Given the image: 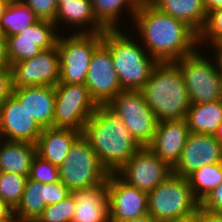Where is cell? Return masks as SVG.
I'll use <instances>...</instances> for the list:
<instances>
[{"label":"cell","instance_id":"obj_1","mask_svg":"<svg viewBox=\"0 0 222 222\" xmlns=\"http://www.w3.org/2000/svg\"><path fill=\"white\" fill-rule=\"evenodd\" d=\"M138 33L150 56L174 62L196 51L199 34L187 23L161 12L149 1L140 2L134 15Z\"/></svg>","mask_w":222,"mask_h":222},{"label":"cell","instance_id":"obj_2","mask_svg":"<svg viewBox=\"0 0 222 222\" xmlns=\"http://www.w3.org/2000/svg\"><path fill=\"white\" fill-rule=\"evenodd\" d=\"M82 134L109 173L119 171L142 147L122 120L106 105L97 107Z\"/></svg>","mask_w":222,"mask_h":222},{"label":"cell","instance_id":"obj_3","mask_svg":"<svg viewBox=\"0 0 222 222\" xmlns=\"http://www.w3.org/2000/svg\"><path fill=\"white\" fill-rule=\"evenodd\" d=\"M141 91L158 122L186 118L191 102L183 75L174 62H159Z\"/></svg>","mask_w":222,"mask_h":222},{"label":"cell","instance_id":"obj_4","mask_svg":"<svg viewBox=\"0 0 222 222\" xmlns=\"http://www.w3.org/2000/svg\"><path fill=\"white\" fill-rule=\"evenodd\" d=\"M119 29H106L103 44L110 50L118 81L123 90H141L159 63L143 47ZM150 57V59H149Z\"/></svg>","mask_w":222,"mask_h":222},{"label":"cell","instance_id":"obj_5","mask_svg":"<svg viewBox=\"0 0 222 222\" xmlns=\"http://www.w3.org/2000/svg\"><path fill=\"white\" fill-rule=\"evenodd\" d=\"M199 206L187 177L176 174L170 175L148 193V214L158 222L192 217Z\"/></svg>","mask_w":222,"mask_h":222},{"label":"cell","instance_id":"obj_6","mask_svg":"<svg viewBox=\"0 0 222 222\" xmlns=\"http://www.w3.org/2000/svg\"><path fill=\"white\" fill-rule=\"evenodd\" d=\"M58 169L60 181L70 191L103 183L110 174L83 134L74 141Z\"/></svg>","mask_w":222,"mask_h":222},{"label":"cell","instance_id":"obj_7","mask_svg":"<svg viewBox=\"0 0 222 222\" xmlns=\"http://www.w3.org/2000/svg\"><path fill=\"white\" fill-rule=\"evenodd\" d=\"M102 42L103 33H73L64 39L58 37L59 83L85 84L92 54Z\"/></svg>","mask_w":222,"mask_h":222},{"label":"cell","instance_id":"obj_8","mask_svg":"<svg viewBox=\"0 0 222 222\" xmlns=\"http://www.w3.org/2000/svg\"><path fill=\"white\" fill-rule=\"evenodd\" d=\"M106 106L142 147L152 142L158 121L141 90H122Z\"/></svg>","mask_w":222,"mask_h":222},{"label":"cell","instance_id":"obj_9","mask_svg":"<svg viewBox=\"0 0 222 222\" xmlns=\"http://www.w3.org/2000/svg\"><path fill=\"white\" fill-rule=\"evenodd\" d=\"M197 51L174 61L183 75L190 102L195 104L220 100L222 73L217 59L215 66Z\"/></svg>","mask_w":222,"mask_h":222},{"label":"cell","instance_id":"obj_10","mask_svg":"<svg viewBox=\"0 0 222 222\" xmlns=\"http://www.w3.org/2000/svg\"><path fill=\"white\" fill-rule=\"evenodd\" d=\"M97 107L85 84L58 83L55 86L53 128H71L83 132Z\"/></svg>","mask_w":222,"mask_h":222},{"label":"cell","instance_id":"obj_11","mask_svg":"<svg viewBox=\"0 0 222 222\" xmlns=\"http://www.w3.org/2000/svg\"><path fill=\"white\" fill-rule=\"evenodd\" d=\"M116 173L131 186L149 193L173 174V168L143 146Z\"/></svg>","mask_w":222,"mask_h":222},{"label":"cell","instance_id":"obj_12","mask_svg":"<svg viewBox=\"0 0 222 222\" xmlns=\"http://www.w3.org/2000/svg\"><path fill=\"white\" fill-rule=\"evenodd\" d=\"M13 88L25 86H56L60 77L57 45L42 50L33 58L11 64Z\"/></svg>","mask_w":222,"mask_h":222},{"label":"cell","instance_id":"obj_13","mask_svg":"<svg viewBox=\"0 0 222 222\" xmlns=\"http://www.w3.org/2000/svg\"><path fill=\"white\" fill-rule=\"evenodd\" d=\"M107 191L110 222H124L148 214V193L131 186L119 174H109Z\"/></svg>","mask_w":222,"mask_h":222},{"label":"cell","instance_id":"obj_14","mask_svg":"<svg viewBox=\"0 0 222 222\" xmlns=\"http://www.w3.org/2000/svg\"><path fill=\"white\" fill-rule=\"evenodd\" d=\"M85 85L98 106L107 105L123 90L118 81L111 52L103 43L92 54Z\"/></svg>","mask_w":222,"mask_h":222},{"label":"cell","instance_id":"obj_15","mask_svg":"<svg viewBox=\"0 0 222 222\" xmlns=\"http://www.w3.org/2000/svg\"><path fill=\"white\" fill-rule=\"evenodd\" d=\"M55 23L38 20L21 30L17 35L7 37L10 64L33 58L42 50L57 45L59 35L55 32Z\"/></svg>","mask_w":222,"mask_h":222},{"label":"cell","instance_id":"obj_16","mask_svg":"<svg viewBox=\"0 0 222 222\" xmlns=\"http://www.w3.org/2000/svg\"><path fill=\"white\" fill-rule=\"evenodd\" d=\"M222 162V145L212 134L189 133L173 174L187 177L203 166Z\"/></svg>","mask_w":222,"mask_h":222},{"label":"cell","instance_id":"obj_17","mask_svg":"<svg viewBox=\"0 0 222 222\" xmlns=\"http://www.w3.org/2000/svg\"><path fill=\"white\" fill-rule=\"evenodd\" d=\"M42 130L13 94L0 106V139L36 144Z\"/></svg>","mask_w":222,"mask_h":222},{"label":"cell","instance_id":"obj_18","mask_svg":"<svg viewBox=\"0 0 222 222\" xmlns=\"http://www.w3.org/2000/svg\"><path fill=\"white\" fill-rule=\"evenodd\" d=\"M189 133L186 119L159 121L148 147L173 168L181 157Z\"/></svg>","mask_w":222,"mask_h":222},{"label":"cell","instance_id":"obj_19","mask_svg":"<svg viewBox=\"0 0 222 222\" xmlns=\"http://www.w3.org/2000/svg\"><path fill=\"white\" fill-rule=\"evenodd\" d=\"M13 95L42 129L53 127L55 86L13 88Z\"/></svg>","mask_w":222,"mask_h":222},{"label":"cell","instance_id":"obj_20","mask_svg":"<svg viewBox=\"0 0 222 222\" xmlns=\"http://www.w3.org/2000/svg\"><path fill=\"white\" fill-rule=\"evenodd\" d=\"M71 194L76 201L72 222H110L107 180Z\"/></svg>","mask_w":222,"mask_h":222},{"label":"cell","instance_id":"obj_21","mask_svg":"<svg viewBox=\"0 0 222 222\" xmlns=\"http://www.w3.org/2000/svg\"><path fill=\"white\" fill-rule=\"evenodd\" d=\"M82 132L71 128H44L36 142L37 155L59 167Z\"/></svg>","mask_w":222,"mask_h":222},{"label":"cell","instance_id":"obj_22","mask_svg":"<svg viewBox=\"0 0 222 222\" xmlns=\"http://www.w3.org/2000/svg\"><path fill=\"white\" fill-rule=\"evenodd\" d=\"M36 154L34 143L4 140L0 143V172L29 176Z\"/></svg>","mask_w":222,"mask_h":222},{"label":"cell","instance_id":"obj_23","mask_svg":"<svg viewBox=\"0 0 222 222\" xmlns=\"http://www.w3.org/2000/svg\"><path fill=\"white\" fill-rule=\"evenodd\" d=\"M161 12L187 23L198 34L207 21L203 0H149Z\"/></svg>","mask_w":222,"mask_h":222},{"label":"cell","instance_id":"obj_24","mask_svg":"<svg viewBox=\"0 0 222 222\" xmlns=\"http://www.w3.org/2000/svg\"><path fill=\"white\" fill-rule=\"evenodd\" d=\"M60 20L79 27L84 24H91L90 30L78 31L77 33H103L106 30L95 17L91 0H69L59 5L54 22L55 25Z\"/></svg>","mask_w":222,"mask_h":222},{"label":"cell","instance_id":"obj_25","mask_svg":"<svg viewBox=\"0 0 222 222\" xmlns=\"http://www.w3.org/2000/svg\"><path fill=\"white\" fill-rule=\"evenodd\" d=\"M185 119L191 132L214 135L222 123V99L191 104Z\"/></svg>","mask_w":222,"mask_h":222},{"label":"cell","instance_id":"obj_26","mask_svg":"<svg viewBox=\"0 0 222 222\" xmlns=\"http://www.w3.org/2000/svg\"><path fill=\"white\" fill-rule=\"evenodd\" d=\"M48 205V184L27 179L19 205L13 210L26 218L37 220Z\"/></svg>","mask_w":222,"mask_h":222},{"label":"cell","instance_id":"obj_27","mask_svg":"<svg viewBox=\"0 0 222 222\" xmlns=\"http://www.w3.org/2000/svg\"><path fill=\"white\" fill-rule=\"evenodd\" d=\"M187 179L194 197L201 202L222 183V162L196 169L187 176Z\"/></svg>","mask_w":222,"mask_h":222},{"label":"cell","instance_id":"obj_28","mask_svg":"<svg viewBox=\"0 0 222 222\" xmlns=\"http://www.w3.org/2000/svg\"><path fill=\"white\" fill-rule=\"evenodd\" d=\"M39 19L33 10L23 2L9 3L0 19L6 37L17 35L21 30L36 23Z\"/></svg>","mask_w":222,"mask_h":222},{"label":"cell","instance_id":"obj_29","mask_svg":"<svg viewBox=\"0 0 222 222\" xmlns=\"http://www.w3.org/2000/svg\"><path fill=\"white\" fill-rule=\"evenodd\" d=\"M140 2V0H91L95 17L106 29H117L116 23L120 12L126 6L134 19Z\"/></svg>","mask_w":222,"mask_h":222},{"label":"cell","instance_id":"obj_30","mask_svg":"<svg viewBox=\"0 0 222 222\" xmlns=\"http://www.w3.org/2000/svg\"><path fill=\"white\" fill-rule=\"evenodd\" d=\"M28 176L0 172V200L14 210L21 200Z\"/></svg>","mask_w":222,"mask_h":222},{"label":"cell","instance_id":"obj_31","mask_svg":"<svg viewBox=\"0 0 222 222\" xmlns=\"http://www.w3.org/2000/svg\"><path fill=\"white\" fill-rule=\"evenodd\" d=\"M76 210V201L73 195L64 200L47 205L36 222H72Z\"/></svg>","mask_w":222,"mask_h":222},{"label":"cell","instance_id":"obj_32","mask_svg":"<svg viewBox=\"0 0 222 222\" xmlns=\"http://www.w3.org/2000/svg\"><path fill=\"white\" fill-rule=\"evenodd\" d=\"M28 178L42 184L55 183L60 181L59 169L36 154L32 161Z\"/></svg>","mask_w":222,"mask_h":222},{"label":"cell","instance_id":"obj_33","mask_svg":"<svg viewBox=\"0 0 222 222\" xmlns=\"http://www.w3.org/2000/svg\"><path fill=\"white\" fill-rule=\"evenodd\" d=\"M210 39L212 46L219 45L222 42V8L211 11L208 14L204 28L199 33V44Z\"/></svg>","mask_w":222,"mask_h":222},{"label":"cell","instance_id":"obj_34","mask_svg":"<svg viewBox=\"0 0 222 222\" xmlns=\"http://www.w3.org/2000/svg\"><path fill=\"white\" fill-rule=\"evenodd\" d=\"M29 6L39 20L55 22L57 14L56 0H23Z\"/></svg>","mask_w":222,"mask_h":222},{"label":"cell","instance_id":"obj_35","mask_svg":"<svg viewBox=\"0 0 222 222\" xmlns=\"http://www.w3.org/2000/svg\"><path fill=\"white\" fill-rule=\"evenodd\" d=\"M200 207L211 212L222 213V183L200 202Z\"/></svg>","mask_w":222,"mask_h":222},{"label":"cell","instance_id":"obj_36","mask_svg":"<svg viewBox=\"0 0 222 222\" xmlns=\"http://www.w3.org/2000/svg\"><path fill=\"white\" fill-rule=\"evenodd\" d=\"M13 94V78L11 67L0 69V106Z\"/></svg>","mask_w":222,"mask_h":222},{"label":"cell","instance_id":"obj_37","mask_svg":"<svg viewBox=\"0 0 222 222\" xmlns=\"http://www.w3.org/2000/svg\"><path fill=\"white\" fill-rule=\"evenodd\" d=\"M71 195V191L61 182L48 184V205L58 203Z\"/></svg>","mask_w":222,"mask_h":222},{"label":"cell","instance_id":"obj_38","mask_svg":"<svg viewBox=\"0 0 222 222\" xmlns=\"http://www.w3.org/2000/svg\"><path fill=\"white\" fill-rule=\"evenodd\" d=\"M197 222H222V213L211 212L198 207L196 213Z\"/></svg>","mask_w":222,"mask_h":222},{"label":"cell","instance_id":"obj_39","mask_svg":"<svg viewBox=\"0 0 222 222\" xmlns=\"http://www.w3.org/2000/svg\"><path fill=\"white\" fill-rule=\"evenodd\" d=\"M11 67L8 57L7 38H0V69Z\"/></svg>","mask_w":222,"mask_h":222},{"label":"cell","instance_id":"obj_40","mask_svg":"<svg viewBox=\"0 0 222 222\" xmlns=\"http://www.w3.org/2000/svg\"><path fill=\"white\" fill-rule=\"evenodd\" d=\"M203 3L208 14L211 11L222 8V0H203Z\"/></svg>","mask_w":222,"mask_h":222},{"label":"cell","instance_id":"obj_41","mask_svg":"<svg viewBox=\"0 0 222 222\" xmlns=\"http://www.w3.org/2000/svg\"><path fill=\"white\" fill-rule=\"evenodd\" d=\"M15 215V216H14ZM5 222H36V220L31 219V218H26L22 215L17 214L16 212H12Z\"/></svg>","mask_w":222,"mask_h":222},{"label":"cell","instance_id":"obj_42","mask_svg":"<svg viewBox=\"0 0 222 222\" xmlns=\"http://www.w3.org/2000/svg\"><path fill=\"white\" fill-rule=\"evenodd\" d=\"M13 210L2 200H0V222H5Z\"/></svg>","mask_w":222,"mask_h":222},{"label":"cell","instance_id":"obj_43","mask_svg":"<svg viewBox=\"0 0 222 222\" xmlns=\"http://www.w3.org/2000/svg\"><path fill=\"white\" fill-rule=\"evenodd\" d=\"M124 222H158V221H155L149 214H147Z\"/></svg>","mask_w":222,"mask_h":222},{"label":"cell","instance_id":"obj_44","mask_svg":"<svg viewBox=\"0 0 222 222\" xmlns=\"http://www.w3.org/2000/svg\"><path fill=\"white\" fill-rule=\"evenodd\" d=\"M214 137L219 141L222 145V123L217 127L216 132L214 133Z\"/></svg>","mask_w":222,"mask_h":222},{"label":"cell","instance_id":"obj_45","mask_svg":"<svg viewBox=\"0 0 222 222\" xmlns=\"http://www.w3.org/2000/svg\"><path fill=\"white\" fill-rule=\"evenodd\" d=\"M8 2L7 1H5V0H0V19H1V17L3 16V14H4V11H5V9H6V7L8 6Z\"/></svg>","mask_w":222,"mask_h":222},{"label":"cell","instance_id":"obj_46","mask_svg":"<svg viewBox=\"0 0 222 222\" xmlns=\"http://www.w3.org/2000/svg\"><path fill=\"white\" fill-rule=\"evenodd\" d=\"M216 58H217V62H218L220 72L222 73V50H217Z\"/></svg>","mask_w":222,"mask_h":222},{"label":"cell","instance_id":"obj_47","mask_svg":"<svg viewBox=\"0 0 222 222\" xmlns=\"http://www.w3.org/2000/svg\"><path fill=\"white\" fill-rule=\"evenodd\" d=\"M168 222H197L196 220V216H192L186 219H182V220H175V221H168Z\"/></svg>","mask_w":222,"mask_h":222},{"label":"cell","instance_id":"obj_48","mask_svg":"<svg viewBox=\"0 0 222 222\" xmlns=\"http://www.w3.org/2000/svg\"><path fill=\"white\" fill-rule=\"evenodd\" d=\"M69 0H56L57 6L62 5L63 3L67 2Z\"/></svg>","mask_w":222,"mask_h":222},{"label":"cell","instance_id":"obj_49","mask_svg":"<svg viewBox=\"0 0 222 222\" xmlns=\"http://www.w3.org/2000/svg\"><path fill=\"white\" fill-rule=\"evenodd\" d=\"M0 38H7L1 28V25H0Z\"/></svg>","mask_w":222,"mask_h":222},{"label":"cell","instance_id":"obj_50","mask_svg":"<svg viewBox=\"0 0 222 222\" xmlns=\"http://www.w3.org/2000/svg\"><path fill=\"white\" fill-rule=\"evenodd\" d=\"M8 3H16V2H22L23 0H5Z\"/></svg>","mask_w":222,"mask_h":222},{"label":"cell","instance_id":"obj_51","mask_svg":"<svg viewBox=\"0 0 222 222\" xmlns=\"http://www.w3.org/2000/svg\"><path fill=\"white\" fill-rule=\"evenodd\" d=\"M214 47L216 48V50H222V42Z\"/></svg>","mask_w":222,"mask_h":222}]
</instances>
